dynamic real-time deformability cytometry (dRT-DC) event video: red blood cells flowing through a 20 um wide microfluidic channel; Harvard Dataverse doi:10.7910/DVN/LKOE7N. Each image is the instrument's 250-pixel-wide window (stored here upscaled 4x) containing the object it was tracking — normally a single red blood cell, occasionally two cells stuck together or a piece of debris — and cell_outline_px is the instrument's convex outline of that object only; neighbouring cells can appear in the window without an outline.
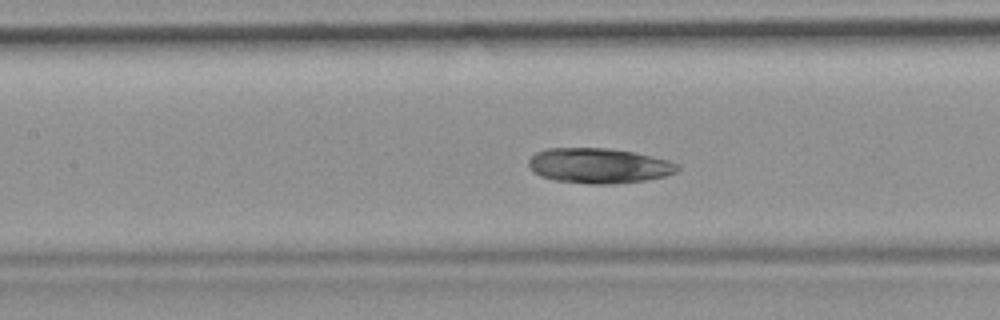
{"species": "common noctule bat (a hibernating species)", "species_latin": "Nyctalus noctula", "temperature_condition": "room temperature", "stored_images_in_passage": 52, "camera_frame_rate_fps": 3000, "um_per_image_px": 0.085, "animal": {"sex": "female", "body_mass_g": 19.9}, "frame": {"image": 1, "passage_image": 23, "time_ms": 7.333, "image_size_px": [1000, 320], "cell_outline_px": [[680, 168], [676, 172], [664, 176], [644, 180], [612, 184], [588, 184], [556, 180], [540, 176], [532, 172], [528, 168], [528, 160], [536, 152], [548, 148], [608, 148], [632, 152], [668, 160], [680, 164]], "centroid_in_image_um": [50.87, 14.08], "position_along_channel_um": 156.5, "area_um2": 30.52}}